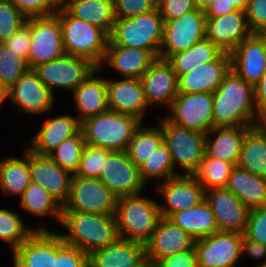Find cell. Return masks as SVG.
<instances>
[{"mask_svg":"<svg viewBox=\"0 0 266 267\" xmlns=\"http://www.w3.org/2000/svg\"><path fill=\"white\" fill-rule=\"evenodd\" d=\"M231 69L230 53L223 51L214 61L200 64L178 77V92L213 93Z\"/></svg>","mask_w":266,"mask_h":267,"instance_id":"cell-23","label":"cell"},{"mask_svg":"<svg viewBox=\"0 0 266 267\" xmlns=\"http://www.w3.org/2000/svg\"><path fill=\"white\" fill-rule=\"evenodd\" d=\"M256 267H266V262L261 263L260 265L258 264V266H256Z\"/></svg>","mask_w":266,"mask_h":267,"instance_id":"cell-61","label":"cell"},{"mask_svg":"<svg viewBox=\"0 0 266 267\" xmlns=\"http://www.w3.org/2000/svg\"><path fill=\"white\" fill-rule=\"evenodd\" d=\"M99 68L94 70L72 92L76 116L80 123L108 110L106 78H97Z\"/></svg>","mask_w":266,"mask_h":267,"instance_id":"cell-28","label":"cell"},{"mask_svg":"<svg viewBox=\"0 0 266 267\" xmlns=\"http://www.w3.org/2000/svg\"><path fill=\"white\" fill-rule=\"evenodd\" d=\"M89 267H148L145 244L118 238L89 254Z\"/></svg>","mask_w":266,"mask_h":267,"instance_id":"cell-26","label":"cell"},{"mask_svg":"<svg viewBox=\"0 0 266 267\" xmlns=\"http://www.w3.org/2000/svg\"><path fill=\"white\" fill-rule=\"evenodd\" d=\"M237 9L230 4L228 0H214V2L205 10L206 18H216L227 15Z\"/></svg>","mask_w":266,"mask_h":267,"instance_id":"cell-56","label":"cell"},{"mask_svg":"<svg viewBox=\"0 0 266 267\" xmlns=\"http://www.w3.org/2000/svg\"><path fill=\"white\" fill-rule=\"evenodd\" d=\"M139 171L145 185L153 179H159L160 182L158 181V183H161L170 178L182 175V173L176 172L171 153L164 142L139 167Z\"/></svg>","mask_w":266,"mask_h":267,"instance_id":"cell-41","label":"cell"},{"mask_svg":"<svg viewBox=\"0 0 266 267\" xmlns=\"http://www.w3.org/2000/svg\"><path fill=\"white\" fill-rule=\"evenodd\" d=\"M212 97L214 127L255 126L265 122L255 106L254 86L232 69Z\"/></svg>","mask_w":266,"mask_h":267,"instance_id":"cell-1","label":"cell"},{"mask_svg":"<svg viewBox=\"0 0 266 267\" xmlns=\"http://www.w3.org/2000/svg\"><path fill=\"white\" fill-rule=\"evenodd\" d=\"M230 57L231 69L254 86L266 70V39L252 34L230 52Z\"/></svg>","mask_w":266,"mask_h":267,"instance_id":"cell-20","label":"cell"},{"mask_svg":"<svg viewBox=\"0 0 266 267\" xmlns=\"http://www.w3.org/2000/svg\"><path fill=\"white\" fill-rule=\"evenodd\" d=\"M48 117L31 139L30 148H28L33 153L42 156H48L65 139L75 135L81 129L78 118L70 114Z\"/></svg>","mask_w":266,"mask_h":267,"instance_id":"cell-27","label":"cell"},{"mask_svg":"<svg viewBox=\"0 0 266 267\" xmlns=\"http://www.w3.org/2000/svg\"><path fill=\"white\" fill-rule=\"evenodd\" d=\"M19 200L25 212L40 218L49 216L60 223L63 206L43 187L31 182Z\"/></svg>","mask_w":266,"mask_h":267,"instance_id":"cell-37","label":"cell"},{"mask_svg":"<svg viewBox=\"0 0 266 267\" xmlns=\"http://www.w3.org/2000/svg\"><path fill=\"white\" fill-rule=\"evenodd\" d=\"M56 230H36L12 253L13 267H54Z\"/></svg>","mask_w":266,"mask_h":267,"instance_id":"cell-25","label":"cell"},{"mask_svg":"<svg viewBox=\"0 0 266 267\" xmlns=\"http://www.w3.org/2000/svg\"><path fill=\"white\" fill-rule=\"evenodd\" d=\"M115 218L119 238L146 244L161 218L159 202L140 194L120 197Z\"/></svg>","mask_w":266,"mask_h":267,"instance_id":"cell-5","label":"cell"},{"mask_svg":"<svg viewBox=\"0 0 266 267\" xmlns=\"http://www.w3.org/2000/svg\"><path fill=\"white\" fill-rule=\"evenodd\" d=\"M139 79L150 107H171L179 93L178 77L167 60L157 58Z\"/></svg>","mask_w":266,"mask_h":267,"instance_id":"cell-19","label":"cell"},{"mask_svg":"<svg viewBox=\"0 0 266 267\" xmlns=\"http://www.w3.org/2000/svg\"><path fill=\"white\" fill-rule=\"evenodd\" d=\"M23 155V158L6 157L0 162V190L4 195L21 197L31 183L28 148Z\"/></svg>","mask_w":266,"mask_h":267,"instance_id":"cell-35","label":"cell"},{"mask_svg":"<svg viewBox=\"0 0 266 267\" xmlns=\"http://www.w3.org/2000/svg\"><path fill=\"white\" fill-rule=\"evenodd\" d=\"M165 116L176 125L207 134L214 127L212 93L179 92Z\"/></svg>","mask_w":266,"mask_h":267,"instance_id":"cell-11","label":"cell"},{"mask_svg":"<svg viewBox=\"0 0 266 267\" xmlns=\"http://www.w3.org/2000/svg\"><path fill=\"white\" fill-rule=\"evenodd\" d=\"M60 225L67 230V234H59L63 241L88 255L119 238L115 214L62 211Z\"/></svg>","mask_w":266,"mask_h":267,"instance_id":"cell-2","label":"cell"},{"mask_svg":"<svg viewBox=\"0 0 266 267\" xmlns=\"http://www.w3.org/2000/svg\"><path fill=\"white\" fill-rule=\"evenodd\" d=\"M195 239L168 218L161 217L151 239L145 244L146 261L150 267L155 261L189 251Z\"/></svg>","mask_w":266,"mask_h":267,"instance_id":"cell-18","label":"cell"},{"mask_svg":"<svg viewBox=\"0 0 266 267\" xmlns=\"http://www.w3.org/2000/svg\"><path fill=\"white\" fill-rule=\"evenodd\" d=\"M156 8L157 0H114L115 18H130Z\"/></svg>","mask_w":266,"mask_h":267,"instance_id":"cell-48","label":"cell"},{"mask_svg":"<svg viewBox=\"0 0 266 267\" xmlns=\"http://www.w3.org/2000/svg\"><path fill=\"white\" fill-rule=\"evenodd\" d=\"M65 54L59 18L56 15L30 18L29 69Z\"/></svg>","mask_w":266,"mask_h":267,"instance_id":"cell-12","label":"cell"},{"mask_svg":"<svg viewBox=\"0 0 266 267\" xmlns=\"http://www.w3.org/2000/svg\"><path fill=\"white\" fill-rule=\"evenodd\" d=\"M99 180L118 198L141 194L145 183L127 151H112L102 166Z\"/></svg>","mask_w":266,"mask_h":267,"instance_id":"cell-14","label":"cell"},{"mask_svg":"<svg viewBox=\"0 0 266 267\" xmlns=\"http://www.w3.org/2000/svg\"><path fill=\"white\" fill-rule=\"evenodd\" d=\"M230 4H233V6L237 10L246 11L248 6V0H228Z\"/></svg>","mask_w":266,"mask_h":267,"instance_id":"cell-57","label":"cell"},{"mask_svg":"<svg viewBox=\"0 0 266 267\" xmlns=\"http://www.w3.org/2000/svg\"><path fill=\"white\" fill-rule=\"evenodd\" d=\"M9 98V89L0 83V107Z\"/></svg>","mask_w":266,"mask_h":267,"instance_id":"cell-58","label":"cell"},{"mask_svg":"<svg viewBox=\"0 0 266 267\" xmlns=\"http://www.w3.org/2000/svg\"><path fill=\"white\" fill-rule=\"evenodd\" d=\"M112 150L85 144L77 172L74 175L99 179L102 166Z\"/></svg>","mask_w":266,"mask_h":267,"instance_id":"cell-44","label":"cell"},{"mask_svg":"<svg viewBox=\"0 0 266 267\" xmlns=\"http://www.w3.org/2000/svg\"><path fill=\"white\" fill-rule=\"evenodd\" d=\"M243 234L216 232L195 240L198 267H236L242 257Z\"/></svg>","mask_w":266,"mask_h":267,"instance_id":"cell-13","label":"cell"},{"mask_svg":"<svg viewBox=\"0 0 266 267\" xmlns=\"http://www.w3.org/2000/svg\"><path fill=\"white\" fill-rule=\"evenodd\" d=\"M85 144L84 133L80 129L75 135L65 139L48 157L73 175L78 170Z\"/></svg>","mask_w":266,"mask_h":267,"instance_id":"cell-42","label":"cell"},{"mask_svg":"<svg viewBox=\"0 0 266 267\" xmlns=\"http://www.w3.org/2000/svg\"><path fill=\"white\" fill-rule=\"evenodd\" d=\"M242 255L244 252L252 259L266 258V245L257 241L251 240L243 234ZM266 262L263 261L262 263Z\"/></svg>","mask_w":266,"mask_h":267,"instance_id":"cell-55","label":"cell"},{"mask_svg":"<svg viewBox=\"0 0 266 267\" xmlns=\"http://www.w3.org/2000/svg\"><path fill=\"white\" fill-rule=\"evenodd\" d=\"M220 232L244 234L250 209L227 188L205 191Z\"/></svg>","mask_w":266,"mask_h":267,"instance_id":"cell-17","label":"cell"},{"mask_svg":"<svg viewBox=\"0 0 266 267\" xmlns=\"http://www.w3.org/2000/svg\"><path fill=\"white\" fill-rule=\"evenodd\" d=\"M26 21L27 18L11 0H0V43H4L25 25Z\"/></svg>","mask_w":266,"mask_h":267,"instance_id":"cell-45","label":"cell"},{"mask_svg":"<svg viewBox=\"0 0 266 267\" xmlns=\"http://www.w3.org/2000/svg\"><path fill=\"white\" fill-rule=\"evenodd\" d=\"M168 219L195 240L219 232L216 218L205 199L194 207L173 213Z\"/></svg>","mask_w":266,"mask_h":267,"instance_id":"cell-33","label":"cell"},{"mask_svg":"<svg viewBox=\"0 0 266 267\" xmlns=\"http://www.w3.org/2000/svg\"><path fill=\"white\" fill-rule=\"evenodd\" d=\"M196 8L195 0H157V9L163 20H176Z\"/></svg>","mask_w":266,"mask_h":267,"instance_id":"cell-50","label":"cell"},{"mask_svg":"<svg viewBox=\"0 0 266 267\" xmlns=\"http://www.w3.org/2000/svg\"><path fill=\"white\" fill-rule=\"evenodd\" d=\"M28 19L55 15L58 7L51 0H11Z\"/></svg>","mask_w":266,"mask_h":267,"instance_id":"cell-49","label":"cell"},{"mask_svg":"<svg viewBox=\"0 0 266 267\" xmlns=\"http://www.w3.org/2000/svg\"><path fill=\"white\" fill-rule=\"evenodd\" d=\"M163 17L158 9L130 18H116L108 46L137 47L159 58L163 40Z\"/></svg>","mask_w":266,"mask_h":267,"instance_id":"cell-6","label":"cell"},{"mask_svg":"<svg viewBox=\"0 0 266 267\" xmlns=\"http://www.w3.org/2000/svg\"><path fill=\"white\" fill-rule=\"evenodd\" d=\"M19 213L11 209L0 208V240L10 245L12 253L36 230H47L45 226L38 228L24 225Z\"/></svg>","mask_w":266,"mask_h":267,"instance_id":"cell-39","label":"cell"},{"mask_svg":"<svg viewBox=\"0 0 266 267\" xmlns=\"http://www.w3.org/2000/svg\"><path fill=\"white\" fill-rule=\"evenodd\" d=\"M252 34L246 11L236 10L221 17L206 18V38L222 51L230 53Z\"/></svg>","mask_w":266,"mask_h":267,"instance_id":"cell-24","label":"cell"},{"mask_svg":"<svg viewBox=\"0 0 266 267\" xmlns=\"http://www.w3.org/2000/svg\"><path fill=\"white\" fill-rule=\"evenodd\" d=\"M254 102L259 116L266 121V70L254 85Z\"/></svg>","mask_w":266,"mask_h":267,"instance_id":"cell-54","label":"cell"},{"mask_svg":"<svg viewBox=\"0 0 266 267\" xmlns=\"http://www.w3.org/2000/svg\"><path fill=\"white\" fill-rule=\"evenodd\" d=\"M54 267H89V255L63 241L56 230V258Z\"/></svg>","mask_w":266,"mask_h":267,"instance_id":"cell-46","label":"cell"},{"mask_svg":"<svg viewBox=\"0 0 266 267\" xmlns=\"http://www.w3.org/2000/svg\"><path fill=\"white\" fill-rule=\"evenodd\" d=\"M142 120L136 116L106 110L81 123L85 143L112 151H127Z\"/></svg>","mask_w":266,"mask_h":267,"instance_id":"cell-3","label":"cell"},{"mask_svg":"<svg viewBox=\"0 0 266 267\" xmlns=\"http://www.w3.org/2000/svg\"><path fill=\"white\" fill-rule=\"evenodd\" d=\"M164 143L171 153L174 168H182V175H193L205 154L206 134L176 125L166 116L161 117Z\"/></svg>","mask_w":266,"mask_h":267,"instance_id":"cell-7","label":"cell"},{"mask_svg":"<svg viewBox=\"0 0 266 267\" xmlns=\"http://www.w3.org/2000/svg\"><path fill=\"white\" fill-rule=\"evenodd\" d=\"M96 69L97 67L88 59L65 54L34 67L33 71L54 94L55 87L73 92Z\"/></svg>","mask_w":266,"mask_h":267,"instance_id":"cell-10","label":"cell"},{"mask_svg":"<svg viewBox=\"0 0 266 267\" xmlns=\"http://www.w3.org/2000/svg\"><path fill=\"white\" fill-rule=\"evenodd\" d=\"M244 235L266 245V206L250 209Z\"/></svg>","mask_w":266,"mask_h":267,"instance_id":"cell-47","label":"cell"},{"mask_svg":"<svg viewBox=\"0 0 266 267\" xmlns=\"http://www.w3.org/2000/svg\"><path fill=\"white\" fill-rule=\"evenodd\" d=\"M55 15L59 18L66 54L88 59L101 71L109 35L103 29L71 16L63 7H58Z\"/></svg>","mask_w":266,"mask_h":267,"instance_id":"cell-4","label":"cell"},{"mask_svg":"<svg viewBox=\"0 0 266 267\" xmlns=\"http://www.w3.org/2000/svg\"><path fill=\"white\" fill-rule=\"evenodd\" d=\"M57 7H62L67 0H51Z\"/></svg>","mask_w":266,"mask_h":267,"instance_id":"cell-60","label":"cell"},{"mask_svg":"<svg viewBox=\"0 0 266 267\" xmlns=\"http://www.w3.org/2000/svg\"><path fill=\"white\" fill-rule=\"evenodd\" d=\"M235 164L212 158L204 154L200 165L193 176L205 191L213 188H226L229 176Z\"/></svg>","mask_w":266,"mask_h":267,"instance_id":"cell-40","label":"cell"},{"mask_svg":"<svg viewBox=\"0 0 266 267\" xmlns=\"http://www.w3.org/2000/svg\"><path fill=\"white\" fill-rule=\"evenodd\" d=\"M246 17L253 34L266 30V0H248Z\"/></svg>","mask_w":266,"mask_h":267,"instance_id":"cell-51","label":"cell"},{"mask_svg":"<svg viewBox=\"0 0 266 267\" xmlns=\"http://www.w3.org/2000/svg\"><path fill=\"white\" fill-rule=\"evenodd\" d=\"M150 267H198L195 249L155 261Z\"/></svg>","mask_w":266,"mask_h":267,"instance_id":"cell-53","label":"cell"},{"mask_svg":"<svg viewBox=\"0 0 266 267\" xmlns=\"http://www.w3.org/2000/svg\"><path fill=\"white\" fill-rule=\"evenodd\" d=\"M249 209L266 206V178L235 165L226 186Z\"/></svg>","mask_w":266,"mask_h":267,"instance_id":"cell-32","label":"cell"},{"mask_svg":"<svg viewBox=\"0 0 266 267\" xmlns=\"http://www.w3.org/2000/svg\"><path fill=\"white\" fill-rule=\"evenodd\" d=\"M157 58L149 51L137 47L107 46L105 63L122 78H140Z\"/></svg>","mask_w":266,"mask_h":267,"instance_id":"cell-30","label":"cell"},{"mask_svg":"<svg viewBox=\"0 0 266 267\" xmlns=\"http://www.w3.org/2000/svg\"><path fill=\"white\" fill-rule=\"evenodd\" d=\"M164 142L163 132L160 125L157 127L143 123L132 137L127 153L129 158L139 168Z\"/></svg>","mask_w":266,"mask_h":267,"instance_id":"cell-38","label":"cell"},{"mask_svg":"<svg viewBox=\"0 0 266 267\" xmlns=\"http://www.w3.org/2000/svg\"><path fill=\"white\" fill-rule=\"evenodd\" d=\"M53 94L38 78L33 69L25 72L16 83L9 88V99L18 113L38 115L49 112L54 107Z\"/></svg>","mask_w":266,"mask_h":267,"instance_id":"cell-16","label":"cell"},{"mask_svg":"<svg viewBox=\"0 0 266 267\" xmlns=\"http://www.w3.org/2000/svg\"><path fill=\"white\" fill-rule=\"evenodd\" d=\"M62 7L71 16L111 33L116 19L114 0H67Z\"/></svg>","mask_w":266,"mask_h":267,"instance_id":"cell-34","label":"cell"},{"mask_svg":"<svg viewBox=\"0 0 266 267\" xmlns=\"http://www.w3.org/2000/svg\"><path fill=\"white\" fill-rule=\"evenodd\" d=\"M29 70L27 60L0 43V83L8 89Z\"/></svg>","mask_w":266,"mask_h":267,"instance_id":"cell-43","label":"cell"},{"mask_svg":"<svg viewBox=\"0 0 266 267\" xmlns=\"http://www.w3.org/2000/svg\"><path fill=\"white\" fill-rule=\"evenodd\" d=\"M17 55L28 60L30 51V18L26 24L4 42Z\"/></svg>","mask_w":266,"mask_h":267,"instance_id":"cell-52","label":"cell"},{"mask_svg":"<svg viewBox=\"0 0 266 267\" xmlns=\"http://www.w3.org/2000/svg\"><path fill=\"white\" fill-rule=\"evenodd\" d=\"M156 191L165 202L164 205L159 203L164 218L194 207L205 199V190L193 175H178L157 183Z\"/></svg>","mask_w":266,"mask_h":267,"instance_id":"cell-15","label":"cell"},{"mask_svg":"<svg viewBox=\"0 0 266 267\" xmlns=\"http://www.w3.org/2000/svg\"><path fill=\"white\" fill-rule=\"evenodd\" d=\"M195 1L197 8L202 11H205L214 2V0H195Z\"/></svg>","mask_w":266,"mask_h":267,"instance_id":"cell-59","label":"cell"},{"mask_svg":"<svg viewBox=\"0 0 266 267\" xmlns=\"http://www.w3.org/2000/svg\"><path fill=\"white\" fill-rule=\"evenodd\" d=\"M163 40L159 58L167 60L206 37L205 11L196 8L176 20H163Z\"/></svg>","mask_w":266,"mask_h":267,"instance_id":"cell-9","label":"cell"},{"mask_svg":"<svg viewBox=\"0 0 266 267\" xmlns=\"http://www.w3.org/2000/svg\"><path fill=\"white\" fill-rule=\"evenodd\" d=\"M250 127H213L206 134L205 154L237 165L243 139Z\"/></svg>","mask_w":266,"mask_h":267,"instance_id":"cell-29","label":"cell"},{"mask_svg":"<svg viewBox=\"0 0 266 267\" xmlns=\"http://www.w3.org/2000/svg\"><path fill=\"white\" fill-rule=\"evenodd\" d=\"M222 52L216 44H213L205 37L190 48L171 55L167 61L172 65L177 77H179L200 64L214 61Z\"/></svg>","mask_w":266,"mask_h":267,"instance_id":"cell-36","label":"cell"},{"mask_svg":"<svg viewBox=\"0 0 266 267\" xmlns=\"http://www.w3.org/2000/svg\"><path fill=\"white\" fill-rule=\"evenodd\" d=\"M108 109L136 116L143 121L149 108L143 86L139 78H106Z\"/></svg>","mask_w":266,"mask_h":267,"instance_id":"cell-21","label":"cell"},{"mask_svg":"<svg viewBox=\"0 0 266 267\" xmlns=\"http://www.w3.org/2000/svg\"><path fill=\"white\" fill-rule=\"evenodd\" d=\"M118 197L99 179L72 175L70 195L62 211L115 214Z\"/></svg>","mask_w":266,"mask_h":267,"instance_id":"cell-8","label":"cell"},{"mask_svg":"<svg viewBox=\"0 0 266 267\" xmlns=\"http://www.w3.org/2000/svg\"><path fill=\"white\" fill-rule=\"evenodd\" d=\"M237 166L266 178V121L246 131Z\"/></svg>","mask_w":266,"mask_h":267,"instance_id":"cell-31","label":"cell"},{"mask_svg":"<svg viewBox=\"0 0 266 267\" xmlns=\"http://www.w3.org/2000/svg\"><path fill=\"white\" fill-rule=\"evenodd\" d=\"M261 35L266 39V30L262 32Z\"/></svg>","mask_w":266,"mask_h":267,"instance_id":"cell-62","label":"cell"},{"mask_svg":"<svg viewBox=\"0 0 266 267\" xmlns=\"http://www.w3.org/2000/svg\"><path fill=\"white\" fill-rule=\"evenodd\" d=\"M29 168L31 182L43 187L62 206L70 195L72 174L54 163L48 156H42L29 150Z\"/></svg>","mask_w":266,"mask_h":267,"instance_id":"cell-22","label":"cell"}]
</instances>
